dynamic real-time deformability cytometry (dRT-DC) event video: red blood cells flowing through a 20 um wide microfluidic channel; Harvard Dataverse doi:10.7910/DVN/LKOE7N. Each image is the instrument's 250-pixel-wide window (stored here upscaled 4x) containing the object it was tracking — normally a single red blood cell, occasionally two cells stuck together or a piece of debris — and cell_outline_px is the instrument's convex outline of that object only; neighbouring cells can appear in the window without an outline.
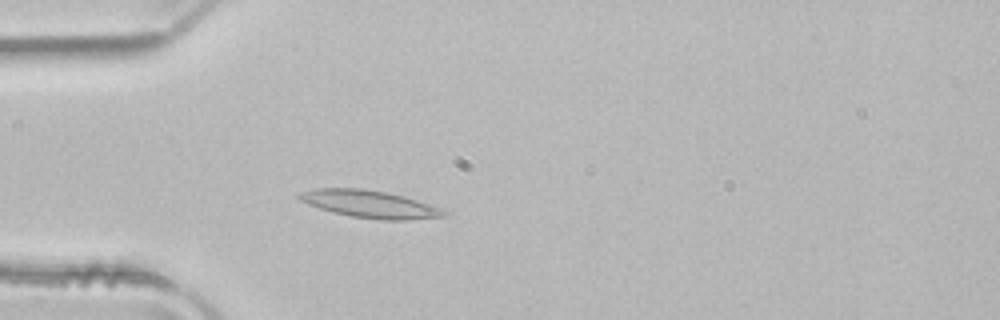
{"species": "common noctule bat (a hibernating species)", "species_latin": "Nyctalus noctula", "temperature_condition": "room temperature", "stored_images_in_passage": 32, "camera_frame_rate_fps": 3000, "um_per_image_px": 0.085, "animal": {"sex": "male", "body_mass_g": 21.5, "forearm_length_mm": 52.0}, "frame": {"image": 1, "passage_image": 13, "time_ms": 4.0, "image_size_px": [1000, 320], "cell_outline_px": [[448, 216], [408, 220], [380, 220], [352, 216], [332, 212], [308, 204], [300, 200], [296, 196], [300, 192], [316, 188], [364, 188], [404, 196], [440, 208], [448, 212]], "centroid_in_image_um": [31.43, 17.35], "position_along_channel_um": 53.6, "area_um2": 23.06}}
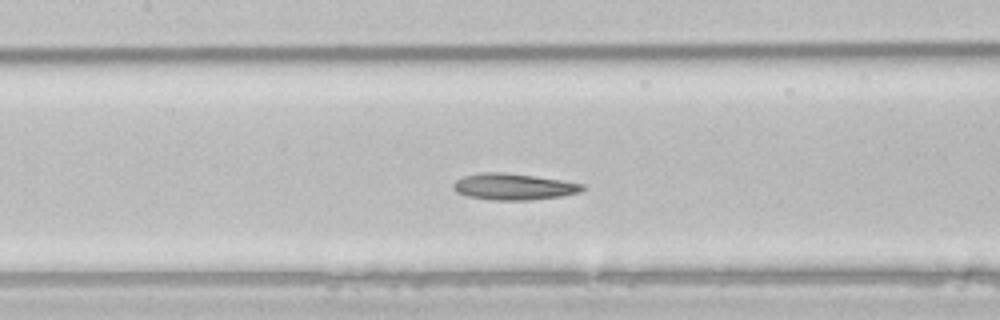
{"frame": {"image": 2, "passage_image": 22, "time_ms": 7.0, "image_size_px": [1000, 320], "cell_outline_px": [[584, 188], [580, 192], [560, 196], [532, 200], [492, 200], [468, 196], [456, 192], [452, 188], [452, 184], [456, 180], [464, 176], [480, 172], [504, 172], [536, 176], [584, 184]], "centroid_in_image_um": [43.62, 15.86], "position_along_channel_um": 163.8, "area_um2": 19.88}}
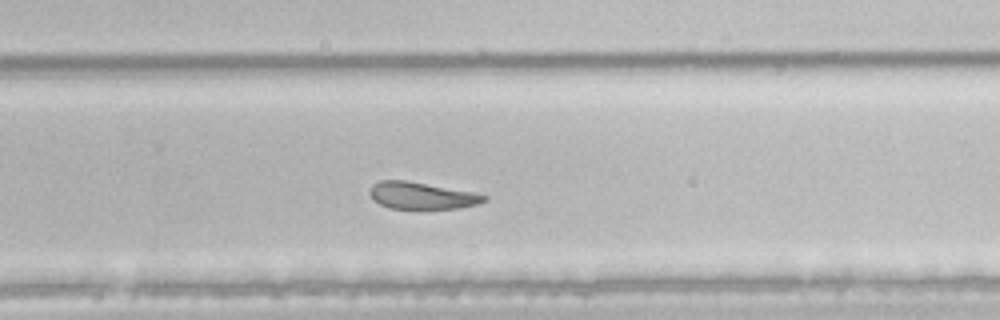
{"frame": {"image": 3, "passage_image": 32, "time_ms": 10.333, "image_size_px": [1000, 320], "cell_outline_px": [[488, 200], [476, 204], [460, 208], [420, 212], [388, 208], [372, 200], [368, 192], [368, 188], [372, 184], [380, 180], [404, 180], [472, 192], [488, 196]], "centroid_in_image_um": [35.79, 16.69], "position_along_channel_um": 294.0, "area_um2": 18.9}}